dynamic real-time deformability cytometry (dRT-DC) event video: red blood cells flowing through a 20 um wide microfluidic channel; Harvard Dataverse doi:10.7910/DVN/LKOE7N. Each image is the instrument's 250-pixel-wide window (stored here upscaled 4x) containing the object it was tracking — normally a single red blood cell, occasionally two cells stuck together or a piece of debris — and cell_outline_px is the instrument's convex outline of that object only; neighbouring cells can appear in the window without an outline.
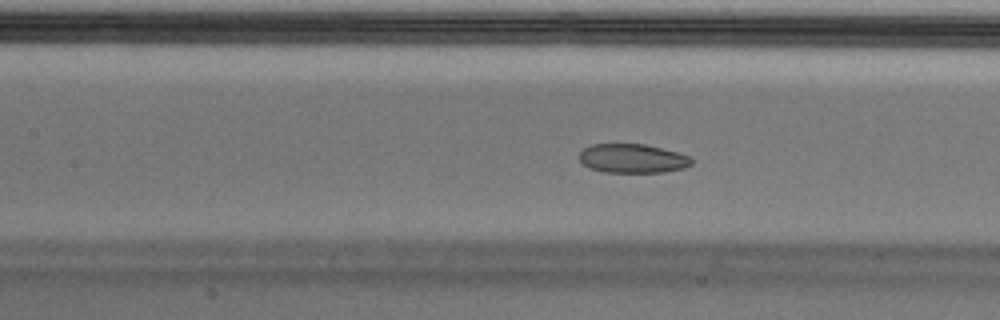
{"species": "Egyptian fruit bat (a non-hibernating species)", "species_latin": "Rousettus aegyptiacus", "temperature_condition": "cold", "stored_images_in_passage": 55, "camera_frame_rate_fps": 3000, "um_per_image_px": 0.085, "animal": {"sex": "male"}, "frame": {"image": 1, "passage_image": 25, "time_ms": 8.0, "image_size_px": [1000, 320], "cell_outline_px": [[692, 164], [684, 168], [664, 172], [604, 172], [592, 168], [584, 164], [580, 160], [580, 152], [584, 148], [592, 144], [644, 144], [676, 152], [688, 156], [692, 160]], "centroid_in_image_um": [53.77, 13.47], "position_along_channel_um": 153.6, "area_um2": 18.73}}
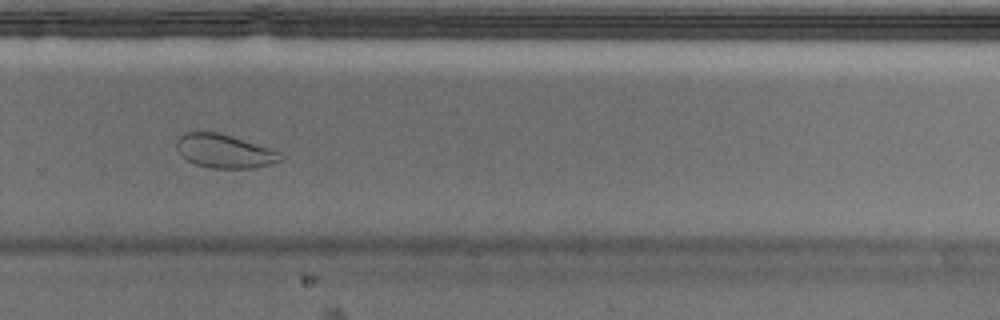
{"frame": {"image": 2, "passage_image": 38, "time_ms": 12.333, "image_size_px": [1000, 320], "cell_outline_px": [[284, 160], [252, 168], [212, 168], [196, 164], [180, 156], [176, 148], [176, 140], [184, 132], [220, 132], [280, 152], [284, 156]], "centroid_in_image_um": [19.05, 12.84], "position_along_channel_um": 310.8, "area_um2": 20.35}}
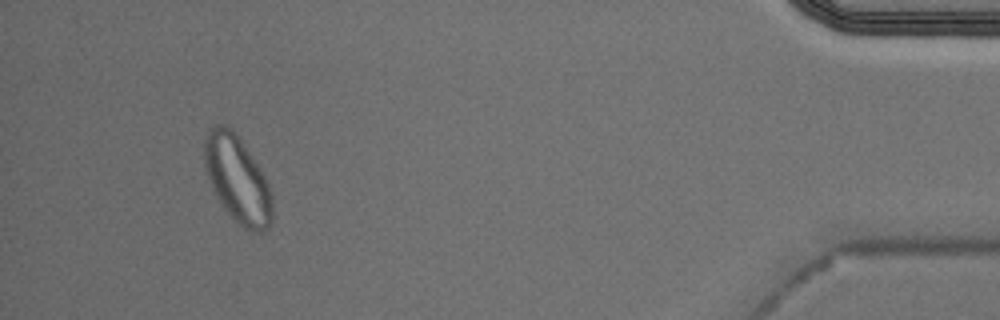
{"frame": {"image": 3, "passage_image": 52, "time_ms": 17.0, "image_size_px": [1000, 320], "cell_outline_px": [[272, 220], [268, 228], [260, 232], [252, 232], [244, 228], [224, 208], [216, 196], [212, 188], [204, 164], [204, 140], [208, 128], [216, 124], [224, 124], [232, 128], [240, 136], [264, 176], [268, 184], [272, 196]], "centroid_in_image_um": [20.17, 15.19], "position_along_channel_um": 415.0, "area_um2": 34.39}, "authors_computed_cell_mechanics": {"area_um2": 21.7328, "velocity_mm_per_s": 3.6374, "shape_relaxation_time_tau1_ms": null, "shape_relaxation_time_tau2_ms": 2.2972, "deformation_change_tau1": null, "deformation_change_tau2": 0.0648}}